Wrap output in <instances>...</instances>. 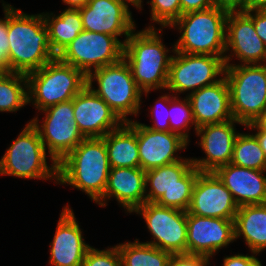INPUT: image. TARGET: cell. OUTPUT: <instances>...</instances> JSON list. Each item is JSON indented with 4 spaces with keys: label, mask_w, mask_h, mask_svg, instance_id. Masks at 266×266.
<instances>
[{
    "label": "cell",
    "mask_w": 266,
    "mask_h": 266,
    "mask_svg": "<svg viewBox=\"0 0 266 266\" xmlns=\"http://www.w3.org/2000/svg\"><path fill=\"white\" fill-rule=\"evenodd\" d=\"M81 266H122V259L116 245L102 250L93 245L88 249Z\"/></svg>",
    "instance_id": "34"
},
{
    "label": "cell",
    "mask_w": 266,
    "mask_h": 266,
    "mask_svg": "<svg viewBox=\"0 0 266 266\" xmlns=\"http://www.w3.org/2000/svg\"><path fill=\"white\" fill-rule=\"evenodd\" d=\"M181 15L189 12L205 10L216 5L215 0H180Z\"/></svg>",
    "instance_id": "39"
},
{
    "label": "cell",
    "mask_w": 266,
    "mask_h": 266,
    "mask_svg": "<svg viewBox=\"0 0 266 266\" xmlns=\"http://www.w3.org/2000/svg\"><path fill=\"white\" fill-rule=\"evenodd\" d=\"M214 173L230 191L239 207L266 203V170L238 167L228 163Z\"/></svg>",
    "instance_id": "24"
},
{
    "label": "cell",
    "mask_w": 266,
    "mask_h": 266,
    "mask_svg": "<svg viewBox=\"0 0 266 266\" xmlns=\"http://www.w3.org/2000/svg\"><path fill=\"white\" fill-rule=\"evenodd\" d=\"M147 4L151 22L145 28H157L158 25L165 30L181 16L180 0H147Z\"/></svg>",
    "instance_id": "32"
},
{
    "label": "cell",
    "mask_w": 266,
    "mask_h": 266,
    "mask_svg": "<svg viewBox=\"0 0 266 266\" xmlns=\"http://www.w3.org/2000/svg\"><path fill=\"white\" fill-rule=\"evenodd\" d=\"M59 12H42L50 46L56 56L84 30L79 9L64 8Z\"/></svg>",
    "instance_id": "27"
},
{
    "label": "cell",
    "mask_w": 266,
    "mask_h": 266,
    "mask_svg": "<svg viewBox=\"0 0 266 266\" xmlns=\"http://www.w3.org/2000/svg\"><path fill=\"white\" fill-rule=\"evenodd\" d=\"M211 260L199 255H171L168 266H210Z\"/></svg>",
    "instance_id": "36"
},
{
    "label": "cell",
    "mask_w": 266,
    "mask_h": 266,
    "mask_svg": "<svg viewBox=\"0 0 266 266\" xmlns=\"http://www.w3.org/2000/svg\"><path fill=\"white\" fill-rule=\"evenodd\" d=\"M136 30L131 32L124 44L123 59L129 64L142 96L147 98L152 91L166 89L175 47L174 43H171L170 48L164 44L162 35L166 31L163 28Z\"/></svg>",
    "instance_id": "1"
},
{
    "label": "cell",
    "mask_w": 266,
    "mask_h": 266,
    "mask_svg": "<svg viewBox=\"0 0 266 266\" xmlns=\"http://www.w3.org/2000/svg\"><path fill=\"white\" fill-rule=\"evenodd\" d=\"M252 133L258 139L261 149L264 151L266 155V132L265 131H252Z\"/></svg>",
    "instance_id": "44"
},
{
    "label": "cell",
    "mask_w": 266,
    "mask_h": 266,
    "mask_svg": "<svg viewBox=\"0 0 266 266\" xmlns=\"http://www.w3.org/2000/svg\"><path fill=\"white\" fill-rule=\"evenodd\" d=\"M28 105L27 76L0 72V113H14Z\"/></svg>",
    "instance_id": "29"
},
{
    "label": "cell",
    "mask_w": 266,
    "mask_h": 266,
    "mask_svg": "<svg viewBox=\"0 0 266 266\" xmlns=\"http://www.w3.org/2000/svg\"><path fill=\"white\" fill-rule=\"evenodd\" d=\"M55 234L49 244L50 266H81L91 245L83 236L84 232L69 203L59 214Z\"/></svg>",
    "instance_id": "18"
},
{
    "label": "cell",
    "mask_w": 266,
    "mask_h": 266,
    "mask_svg": "<svg viewBox=\"0 0 266 266\" xmlns=\"http://www.w3.org/2000/svg\"><path fill=\"white\" fill-rule=\"evenodd\" d=\"M163 92H160L162 95L160 94L155 103H153L154 105H150V110H147L149 115H147V117L151 116L150 120L153 124H142L149 129L157 131H170L169 103L175 96L171 92H165V90Z\"/></svg>",
    "instance_id": "33"
},
{
    "label": "cell",
    "mask_w": 266,
    "mask_h": 266,
    "mask_svg": "<svg viewBox=\"0 0 266 266\" xmlns=\"http://www.w3.org/2000/svg\"><path fill=\"white\" fill-rule=\"evenodd\" d=\"M110 169L104 138H84L57 164V185L80 190L96 203L104 195Z\"/></svg>",
    "instance_id": "3"
},
{
    "label": "cell",
    "mask_w": 266,
    "mask_h": 266,
    "mask_svg": "<svg viewBox=\"0 0 266 266\" xmlns=\"http://www.w3.org/2000/svg\"><path fill=\"white\" fill-rule=\"evenodd\" d=\"M249 131H265L266 132V109L250 124L245 126Z\"/></svg>",
    "instance_id": "41"
},
{
    "label": "cell",
    "mask_w": 266,
    "mask_h": 266,
    "mask_svg": "<svg viewBox=\"0 0 266 266\" xmlns=\"http://www.w3.org/2000/svg\"><path fill=\"white\" fill-rule=\"evenodd\" d=\"M224 57L174 52L165 91L187 97L204 86L212 85L225 76Z\"/></svg>",
    "instance_id": "11"
},
{
    "label": "cell",
    "mask_w": 266,
    "mask_h": 266,
    "mask_svg": "<svg viewBox=\"0 0 266 266\" xmlns=\"http://www.w3.org/2000/svg\"><path fill=\"white\" fill-rule=\"evenodd\" d=\"M123 47L114 36L83 30L57 57L87 76L95 69L119 62Z\"/></svg>",
    "instance_id": "13"
},
{
    "label": "cell",
    "mask_w": 266,
    "mask_h": 266,
    "mask_svg": "<svg viewBox=\"0 0 266 266\" xmlns=\"http://www.w3.org/2000/svg\"><path fill=\"white\" fill-rule=\"evenodd\" d=\"M255 266H263V265H262V262L259 261Z\"/></svg>",
    "instance_id": "46"
},
{
    "label": "cell",
    "mask_w": 266,
    "mask_h": 266,
    "mask_svg": "<svg viewBox=\"0 0 266 266\" xmlns=\"http://www.w3.org/2000/svg\"><path fill=\"white\" fill-rule=\"evenodd\" d=\"M40 113L44 115L39 118ZM73 113L72 99L49 106L29 120L39 132L47 153L57 164L85 138L78 129Z\"/></svg>",
    "instance_id": "10"
},
{
    "label": "cell",
    "mask_w": 266,
    "mask_h": 266,
    "mask_svg": "<svg viewBox=\"0 0 266 266\" xmlns=\"http://www.w3.org/2000/svg\"><path fill=\"white\" fill-rule=\"evenodd\" d=\"M234 241V220L201 217L187 212V254L211 260Z\"/></svg>",
    "instance_id": "17"
},
{
    "label": "cell",
    "mask_w": 266,
    "mask_h": 266,
    "mask_svg": "<svg viewBox=\"0 0 266 266\" xmlns=\"http://www.w3.org/2000/svg\"><path fill=\"white\" fill-rule=\"evenodd\" d=\"M28 105L37 111L72 100L86 85L87 76L55 57L40 69L26 75Z\"/></svg>",
    "instance_id": "6"
},
{
    "label": "cell",
    "mask_w": 266,
    "mask_h": 266,
    "mask_svg": "<svg viewBox=\"0 0 266 266\" xmlns=\"http://www.w3.org/2000/svg\"><path fill=\"white\" fill-rule=\"evenodd\" d=\"M124 1H126L129 5L134 7L136 10H139L138 12L143 10L144 0H124Z\"/></svg>",
    "instance_id": "45"
},
{
    "label": "cell",
    "mask_w": 266,
    "mask_h": 266,
    "mask_svg": "<svg viewBox=\"0 0 266 266\" xmlns=\"http://www.w3.org/2000/svg\"><path fill=\"white\" fill-rule=\"evenodd\" d=\"M122 259V266H168L171 254L152 245L143 243L139 238L133 242L116 244Z\"/></svg>",
    "instance_id": "28"
},
{
    "label": "cell",
    "mask_w": 266,
    "mask_h": 266,
    "mask_svg": "<svg viewBox=\"0 0 266 266\" xmlns=\"http://www.w3.org/2000/svg\"><path fill=\"white\" fill-rule=\"evenodd\" d=\"M132 213L144 220L152 237V240L143 243L171 255L187 254V211L145 202Z\"/></svg>",
    "instance_id": "12"
},
{
    "label": "cell",
    "mask_w": 266,
    "mask_h": 266,
    "mask_svg": "<svg viewBox=\"0 0 266 266\" xmlns=\"http://www.w3.org/2000/svg\"><path fill=\"white\" fill-rule=\"evenodd\" d=\"M236 125L245 128L241 122L231 119L217 124H207L196 129L195 144L201 147L204 157L192 158V163L200 172H215L219 167L231 162L234 143L240 131Z\"/></svg>",
    "instance_id": "15"
},
{
    "label": "cell",
    "mask_w": 266,
    "mask_h": 266,
    "mask_svg": "<svg viewBox=\"0 0 266 266\" xmlns=\"http://www.w3.org/2000/svg\"><path fill=\"white\" fill-rule=\"evenodd\" d=\"M230 163L238 167L266 170V155L251 131H240L237 135Z\"/></svg>",
    "instance_id": "30"
},
{
    "label": "cell",
    "mask_w": 266,
    "mask_h": 266,
    "mask_svg": "<svg viewBox=\"0 0 266 266\" xmlns=\"http://www.w3.org/2000/svg\"><path fill=\"white\" fill-rule=\"evenodd\" d=\"M252 20L257 35L266 46V9L244 11Z\"/></svg>",
    "instance_id": "38"
},
{
    "label": "cell",
    "mask_w": 266,
    "mask_h": 266,
    "mask_svg": "<svg viewBox=\"0 0 266 266\" xmlns=\"http://www.w3.org/2000/svg\"><path fill=\"white\" fill-rule=\"evenodd\" d=\"M74 120L85 138L104 137L124 122L87 85L73 98Z\"/></svg>",
    "instance_id": "21"
},
{
    "label": "cell",
    "mask_w": 266,
    "mask_h": 266,
    "mask_svg": "<svg viewBox=\"0 0 266 266\" xmlns=\"http://www.w3.org/2000/svg\"><path fill=\"white\" fill-rule=\"evenodd\" d=\"M14 139L1 156L0 176L53 181L57 185V163L47 153L39 132L30 121Z\"/></svg>",
    "instance_id": "5"
},
{
    "label": "cell",
    "mask_w": 266,
    "mask_h": 266,
    "mask_svg": "<svg viewBox=\"0 0 266 266\" xmlns=\"http://www.w3.org/2000/svg\"><path fill=\"white\" fill-rule=\"evenodd\" d=\"M199 173L191 157L147 170L146 202L187 211Z\"/></svg>",
    "instance_id": "8"
},
{
    "label": "cell",
    "mask_w": 266,
    "mask_h": 266,
    "mask_svg": "<svg viewBox=\"0 0 266 266\" xmlns=\"http://www.w3.org/2000/svg\"><path fill=\"white\" fill-rule=\"evenodd\" d=\"M2 1V2H1ZM4 16L0 18V72H10L8 41V2L0 0Z\"/></svg>",
    "instance_id": "35"
},
{
    "label": "cell",
    "mask_w": 266,
    "mask_h": 266,
    "mask_svg": "<svg viewBox=\"0 0 266 266\" xmlns=\"http://www.w3.org/2000/svg\"><path fill=\"white\" fill-rule=\"evenodd\" d=\"M196 129L229 121L233 118L230 92L225 76L218 82L204 86L187 96Z\"/></svg>",
    "instance_id": "23"
},
{
    "label": "cell",
    "mask_w": 266,
    "mask_h": 266,
    "mask_svg": "<svg viewBox=\"0 0 266 266\" xmlns=\"http://www.w3.org/2000/svg\"><path fill=\"white\" fill-rule=\"evenodd\" d=\"M145 178L146 171L140 167L111 168L104 195L95 204L106 208L109 200L115 199L127 215L132 214L146 202Z\"/></svg>",
    "instance_id": "22"
},
{
    "label": "cell",
    "mask_w": 266,
    "mask_h": 266,
    "mask_svg": "<svg viewBox=\"0 0 266 266\" xmlns=\"http://www.w3.org/2000/svg\"><path fill=\"white\" fill-rule=\"evenodd\" d=\"M110 168L140 167L137 120L124 122L104 137Z\"/></svg>",
    "instance_id": "26"
},
{
    "label": "cell",
    "mask_w": 266,
    "mask_h": 266,
    "mask_svg": "<svg viewBox=\"0 0 266 266\" xmlns=\"http://www.w3.org/2000/svg\"><path fill=\"white\" fill-rule=\"evenodd\" d=\"M229 10L220 6L181 15L168 29L180 34L175 51L225 57L226 21Z\"/></svg>",
    "instance_id": "4"
},
{
    "label": "cell",
    "mask_w": 266,
    "mask_h": 266,
    "mask_svg": "<svg viewBox=\"0 0 266 266\" xmlns=\"http://www.w3.org/2000/svg\"><path fill=\"white\" fill-rule=\"evenodd\" d=\"M225 78L233 118L246 126L266 109V64L227 65Z\"/></svg>",
    "instance_id": "9"
},
{
    "label": "cell",
    "mask_w": 266,
    "mask_h": 266,
    "mask_svg": "<svg viewBox=\"0 0 266 266\" xmlns=\"http://www.w3.org/2000/svg\"><path fill=\"white\" fill-rule=\"evenodd\" d=\"M238 208L232 194L214 172L198 174L188 213L234 220Z\"/></svg>",
    "instance_id": "19"
},
{
    "label": "cell",
    "mask_w": 266,
    "mask_h": 266,
    "mask_svg": "<svg viewBox=\"0 0 266 266\" xmlns=\"http://www.w3.org/2000/svg\"><path fill=\"white\" fill-rule=\"evenodd\" d=\"M216 5L229 11H244L246 0H215Z\"/></svg>",
    "instance_id": "40"
},
{
    "label": "cell",
    "mask_w": 266,
    "mask_h": 266,
    "mask_svg": "<svg viewBox=\"0 0 266 266\" xmlns=\"http://www.w3.org/2000/svg\"><path fill=\"white\" fill-rule=\"evenodd\" d=\"M137 143L140 168L144 171L184 159L179 152L187 150L190 145L178 133L149 129L139 121Z\"/></svg>",
    "instance_id": "20"
},
{
    "label": "cell",
    "mask_w": 266,
    "mask_h": 266,
    "mask_svg": "<svg viewBox=\"0 0 266 266\" xmlns=\"http://www.w3.org/2000/svg\"><path fill=\"white\" fill-rule=\"evenodd\" d=\"M66 9H80L85 6L89 0H61Z\"/></svg>",
    "instance_id": "43"
},
{
    "label": "cell",
    "mask_w": 266,
    "mask_h": 266,
    "mask_svg": "<svg viewBox=\"0 0 266 266\" xmlns=\"http://www.w3.org/2000/svg\"><path fill=\"white\" fill-rule=\"evenodd\" d=\"M10 72L29 74L57 57L50 46L43 14H28L8 3Z\"/></svg>",
    "instance_id": "2"
},
{
    "label": "cell",
    "mask_w": 266,
    "mask_h": 266,
    "mask_svg": "<svg viewBox=\"0 0 266 266\" xmlns=\"http://www.w3.org/2000/svg\"><path fill=\"white\" fill-rule=\"evenodd\" d=\"M234 238L243 239L249 252L260 255L266 250V203L243 205L234 218Z\"/></svg>",
    "instance_id": "25"
},
{
    "label": "cell",
    "mask_w": 266,
    "mask_h": 266,
    "mask_svg": "<svg viewBox=\"0 0 266 266\" xmlns=\"http://www.w3.org/2000/svg\"><path fill=\"white\" fill-rule=\"evenodd\" d=\"M224 60L226 66L266 64V46L257 35L253 20L242 10L229 11L227 15Z\"/></svg>",
    "instance_id": "14"
},
{
    "label": "cell",
    "mask_w": 266,
    "mask_h": 266,
    "mask_svg": "<svg viewBox=\"0 0 266 266\" xmlns=\"http://www.w3.org/2000/svg\"><path fill=\"white\" fill-rule=\"evenodd\" d=\"M79 12L85 31L114 36L123 45L137 28L130 5L124 0H89Z\"/></svg>",
    "instance_id": "16"
},
{
    "label": "cell",
    "mask_w": 266,
    "mask_h": 266,
    "mask_svg": "<svg viewBox=\"0 0 266 266\" xmlns=\"http://www.w3.org/2000/svg\"><path fill=\"white\" fill-rule=\"evenodd\" d=\"M87 86L123 122H130L133 120L131 117L140 116L144 99L142 91L137 87L130 66L123 58L115 64L93 70L87 75Z\"/></svg>",
    "instance_id": "7"
},
{
    "label": "cell",
    "mask_w": 266,
    "mask_h": 266,
    "mask_svg": "<svg viewBox=\"0 0 266 266\" xmlns=\"http://www.w3.org/2000/svg\"><path fill=\"white\" fill-rule=\"evenodd\" d=\"M265 9L266 0H246V5L244 6V11Z\"/></svg>",
    "instance_id": "42"
},
{
    "label": "cell",
    "mask_w": 266,
    "mask_h": 266,
    "mask_svg": "<svg viewBox=\"0 0 266 266\" xmlns=\"http://www.w3.org/2000/svg\"><path fill=\"white\" fill-rule=\"evenodd\" d=\"M170 131L178 133L189 143L191 129L196 131L191 105L187 97L175 96L169 103Z\"/></svg>",
    "instance_id": "31"
},
{
    "label": "cell",
    "mask_w": 266,
    "mask_h": 266,
    "mask_svg": "<svg viewBox=\"0 0 266 266\" xmlns=\"http://www.w3.org/2000/svg\"><path fill=\"white\" fill-rule=\"evenodd\" d=\"M256 253L251 252V254L235 253L233 255H226L223 258L222 266H255L260 259Z\"/></svg>",
    "instance_id": "37"
}]
</instances>
